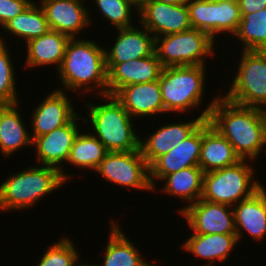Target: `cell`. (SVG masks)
<instances>
[{
    "label": "cell",
    "instance_id": "cell-1",
    "mask_svg": "<svg viewBox=\"0 0 266 266\" xmlns=\"http://www.w3.org/2000/svg\"><path fill=\"white\" fill-rule=\"evenodd\" d=\"M208 120L241 160L253 161L266 148V110L242 106L218 95Z\"/></svg>",
    "mask_w": 266,
    "mask_h": 266
},
{
    "label": "cell",
    "instance_id": "cell-2",
    "mask_svg": "<svg viewBox=\"0 0 266 266\" xmlns=\"http://www.w3.org/2000/svg\"><path fill=\"white\" fill-rule=\"evenodd\" d=\"M57 71L66 89L91 92V87H99L101 97L108 95L105 48L97 45L92 39L71 38Z\"/></svg>",
    "mask_w": 266,
    "mask_h": 266
},
{
    "label": "cell",
    "instance_id": "cell-3",
    "mask_svg": "<svg viewBox=\"0 0 266 266\" xmlns=\"http://www.w3.org/2000/svg\"><path fill=\"white\" fill-rule=\"evenodd\" d=\"M11 175L0 185L1 211L31 208L66 183L59 169L45 165L31 166Z\"/></svg>",
    "mask_w": 266,
    "mask_h": 266
},
{
    "label": "cell",
    "instance_id": "cell-4",
    "mask_svg": "<svg viewBox=\"0 0 266 266\" xmlns=\"http://www.w3.org/2000/svg\"><path fill=\"white\" fill-rule=\"evenodd\" d=\"M107 103H88L90 121L95 137L108 152H129L140 149V140L133 130L132 117L114 95L103 96Z\"/></svg>",
    "mask_w": 266,
    "mask_h": 266
},
{
    "label": "cell",
    "instance_id": "cell-5",
    "mask_svg": "<svg viewBox=\"0 0 266 266\" xmlns=\"http://www.w3.org/2000/svg\"><path fill=\"white\" fill-rule=\"evenodd\" d=\"M205 66L164 67L159 78L166 112L182 113L202 102L205 90Z\"/></svg>",
    "mask_w": 266,
    "mask_h": 266
},
{
    "label": "cell",
    "instance_id": "cell-6",
    "mask_svg": "<svg viewBox=\"0 0 266 266\" xmlns=\"http://www.w3.org/2000/svg\"><path fill=\"white\" fill-rule=\"evenodd\" d=\"M247 160L204 173L201 199L234 206L251 197L263 184L254 179V170Z\"/></svg>",
    "mask_w": 266,
    "mask_h": 266
},
{
    "label": "cell",
    "instance_id": "cell-7",
    "mask_svg": "<svg viewBox=\"0 0 266 266\" xmlns=\"http://www.w3.org/2000/svg\"><path fill=\"white\" fill-rule=\"evenodd\" d=\"M215 42L208 33L191 28L155 38L154 52L163 67L207 66L205 58L216 55Z\"/></svg>",
    "mask_w": 266,
    "mask_h": 266
},
{
    "label": "cell",
    "instance_id": "cell-8",
    "mask_svg": "<svg viewBox=\"0 0 266 266\" xmlns=\"http://www.w3.org/2000/svg\"><path fill=\"white\" fill-rule=\"evenodd\" d=\"M242 53L238 72L224 97L242 106L266 110V54L260 50Z\"/></svg>",
    "mask_w": 266,
    "mask_h": 266
},
{
    "label": "cell",
    "instance_id": "cell-9",
    "mask_svg": "<svg viewBox=\"0 0 266 266\" xmlns=\"http://www.w3.org/2000/svg\"><path fill=\"white\" fill-rule=\"evenodd\" d=\"M107 181L135 189L152 190L149 165L141 150L108 152L95 170Z\"/></svg>",
    "mask_w": 266,
    "mask_h": 266
},
{
    "label": "cell",
    "instance_id": "cell-10",
    "mask_svg": "<svg viewBox=\"0 0 266 266\" xmlns=\"http://www.w3.org/2000/svg\"><path fill=\"white\" fill-rule=\"evenodd\" d=\"M196 234H236L233 207L199 199L178 211Z\"/></svg>",
    "mask_w": 266,
    "mask_h": 266
},
{
    "label": "cell",
    "instance_id": "cell-11",
    "mask_svg": "<svg viewBox=\"0 0 266 266\" xmlns=\"http://www.w3.org/2000/svg\"><path fill=\"white\" fill-rule=\"evenodd\" d=\"M217 97L207 105L197 119L189 122L165 124L156 132L150 134L145 141L140 140V150L149 167L161 156L168 153L178 143L190 136L206 119L209 118L211 108Z\"/></svg>",
    "mask_w": 266,
    "mask_h": 266
},
{
    "label": "cell",
    "instance_id": "cell-12",
    "mask_svg": "<svg viewBox=\"0 0 266 266\" xmlns=\"http://www.w3.org/2000/svg\"><path fill=\"white\" fill-rule=\"evenodd\" d=\"M80 119L81 117L76 115L68 124L36 137L32 141L33 147L36 148L38 162L59 169L65 181L70 177L66 171L64 173L62 162H67L74 140L80 132L75 123Z\"/></svg>",
    "mask_w": 266,
    "mask_h": 266
},
{
    "label": "cell",
    "instance_id": "cell-13",
    "mask_svg": "<svg viewBox=\"0 0 266 266\" xmlns=\"http://www.w3.org/2000/svg\"><path fill=\"white\" fill-rule=\"evenodd\" d=\"M138 12L140 24L148 29L154 38L192 28L187 5H172L154 0Z\"/></svg>",
    "mask_w": 266,
    "mask_h": 266
},
{
    "label": "cell",
    "instance_id": "cell-14",
    "mask_svg": "<svg viewBox=\"0 0 266 266\" xmlns=\"http://www.w3.org/2000/svg\"><path fill=\"white\" fill-rule=\"evenodd\" d=\"M163 68L155 52L122 63H106L108 95H114L120 88L130 84L159 80Z\"/></svg>",
    "mask_w": 266,
    "mask_h": 266
},
{
    "label": "cell",
    "instance_id": "cell-15",
    "mask_svg": "<svg viewBox=\"0 0 266 266\" xmlns=\"http://www.w3.org/2000/svg\"><path fill=\"white\" fill-rule=\"evenodd\" d=\"M50 30L76 38L75 34L84 31L91 24L88 8L83 0H41Z\"/></svg>",
    "mask_w": 266,
    "mask_h": 266
},
{
    "label": "cell",
    "instance_id": "cell-16",
    "mask_svg": "<svg viewBox=\"0 0 266 266\" xmlns=\"http://www.w3.org/2000/svg\"><path fill=\"white\" fill-rule=\"evenodd\" d=\"M202 144V124L184 141L178 143L168 153L159 157L150 167V182L156 190L155 179L162 180L166 175L181 169L199 166Z\"/></svg>",
    "mask_w": 266,
    "mask_h": 266
},
{
    "label": "cell",
    "instance_id": "cell-17",
    "mask_svg": "<svg viewBox=\"0 0 266 266\" xmlns=\"http://www.w3.org/2000/svg\"><path fill=\"white\" fill-rule=\"evenodd\" d=\"M32 141L41 135L51 132L68 124L77 113L67 97L60 88L52 91L43 102H40L32 114Z\"/></svg>",
    "mask_w": 266,
    "mask_h": 266
},
{
    "label": "cell",
    "instance_id": "cell-18",
    "mask_svg": "<svg viewBox=\"0 0 266 266\" xmlns=\"http://www.w3.org/2000/svg\"><path fill=\"white\" fill-rule=\"evenodd\" d=\"M114 97L131 117H144L165 112L159 80L130 84L120 88Z\"/></svg>",
    "mask_w": 266,
    "mask_h": 266
},
{
    "label": "cell",
    "instance_id": "cell-19",
    "mask_svg": "<svg viewBox=\"0 0 266 266\" xmlns=\"http://www.w3.org/2000/svg\"><path fill=\"white\" fill-rule=\"evenodd\" d=\"M141 28L143 30L134 25L118 29L119 36H117L115 44L111 50L105 49L106 63H122L152 55L155 38L148 29Z\"/></svg>",
    "mask_w": 266,
    "mask_h": 266
},
{
    "label": "cell",
    "instance_id": "cell-20",
    "mask_svg": "<svg viewBox=\"0 0 266 266\" xmlns=\"http://www.w3.org/2000/svg\"><path fill=\"white\" fill-rule=\"evenodd\" d=\"M241 161L231 143L208 119L202 123V144L199 167L204 173L230 167Z\"/></svg>",
    "mask_w": 266,
    "mask_h": 266
},
{
    "label": "cell",
    "instance_id": "cell-21",
    "mask_svg": "<svg viewBox=\"0 0 266 266\" xmlns=\"http://www.w3.org/2000/svg\"><path fill=\"white\" fill-rule=\"evenodd\" d=\"M234 206V221L238 240L241 241L242 230L248 232L254 240L264 239L266 235V188L264 185L251 197L241 200Z\"/></svg>",
    "mask_w": 266,
    "mask_h": 266
},
{
    "label": "cell",
    "instance_id": "cell-22",
    "mask_svg": "<svg viewBox=\"0 0 266 266\" xmlns=\"http://www.w3.org/2000/svg\"><path fill=\"white\" fill-rule=\"evenodd\" d=\"M237 243L239 240L236 234L192 233L181 246L185 251L208 260L203 266H212L215 261H226Z\"/></svg>",
    "mask_w": 266,
    "mask_h": 266
},
{
    "label": "cell",
    "instance_id": "cell-23",
    "mask_svg": "<svg viewBox=\"0 0 266 266\" xmlns=\"http://www.w3.org/2000/svg\"><path fill=\"white\" fill-rule=\"evenodd\" d=\"M71 38L54 30H49L42 36L27 42L26 65L39 67L41 65H56L59 69L65 56L66 46Z\"/></svg>",
    "mask_w": 266,
    "mask_h": 266
},
{
    "label": "cell",
    "instance_id": "cell-24",
    "mask_svg": "<svg viewBox=\"0 0 266 266\" xmlns=\"http://www.w3.org/2000/svg\"><path fill=\"white\" fill-rule=\"evenodd\" d=\"M19 104L0 105V150L6 157L22 147L32 145L18 110Z\"/></svg>",
    "mask_w": 266,
    "mask_h": 266
},
{
    "label": "cell",
    "instance_id": "cell-25",
    "mask_svg": "<svg viewBox=\"0 0 266 266\" xmlns=\"http://www.w3.org/2000/svg\"><path fill=\"white\" fill-rule=\"evenodd\" d=\"M115 222H111L104 263L94 266H152L143 260L134 244L126 238Z\"/></svg>",
    "mask_w": 266,
    "mask_h": 266
},
{
    "label": "cell",
    "instance_id": "cell-26",
    "mask_svg": "<svg viewBox=\"0 0 266 266\" xmlns=\"http://www.w3.org/2000/svg\"><path fill=\"white\" fill-rule=\"evenodd\" d=\"M203 176L204 172L199 166L181 169L162 179L166 180L162 190L165 194L177 196L194 204L202 196Z\"/></svg>",
    "mask_w": 266,
    "mask_h": 266
},
{
    "label": "cell",
    "instance_id": "cell-27",
    "mask_svg": "<svg viewBox=\"0 0 266 266\" xmlns=\"http://www.w3.org/2000/svg\"><path fill=\"white\" fill-rule=\"evenodd\" d=\"M34 1L15 18L9 20L3 27L10 34L23 38L25 42L47 33L50 28L42 7Z\"/></svg>",
    "mask_w": 266,
    "mask_h": 266
},
{
    "label": "cell",
    "instance_id": "cell-28",
    "mask_svg": "<svg viewBox=\"0 0 266 266\" xmlns=\"http://www.w3.org/2000/svg\"><path fill=\"white\" fill-rule=\"evenodd\" d=\"M108 151L92 133L79 132L71 147L67 163L79 168L96 170Z\"/></svg>",
    "mask_w": 266,
    "mask_h": 266
},
{
    "label": "cell",
    "instance_id": "cell-29",
    "mask_svg": "<svg viewBox=\"0 0 266 266\" xmlns=\"http://www.w3.org/2000/svg\"><path fill=\"white\" fill-rule=\"evenodd\" d=\"M241 21L234 36L242 41L243 50L266 49V8L252 13H241Z\"/></svg>",
    "mask_w": 266,
    "mask_h": 266
},
{
    "label": "cell",
    "instance_id": "cell-30",
    "mask_svg": "<svg viewBox=\"0 0 266 266\" xmlns=\"http://www.w3.org/2000/svg\"><path fill=\"white\" fill-rule=\"evenodd\" d=\"M239 3L231 0H213V39L216 34H235L241 21Z\"/></svg>",
    "mask_w": 266,
    "mask_h": 266
},
{
    "label": "cell",
    "instance_id": "cell-31",
    "mask_svg": "<svg viewBox=\"0 0 266 266\" xmlns=\"http://www.w3.org/2000/svg\"><path fill=\"white\" fill-rule=\"evenodd\" d=\"M10 53L4 41L0 43V105H10L18 103L19 99L16 93V85L14 76V67Z\"/></svg>",
    "mask_w": 266,
    "mask_h": 266
},
{
    "label": "cell",
    "instance_id": "cell-32",
    "mask_svg": "<svg viewBox=\"0 0 266 266\" xmlns=\"http://www.w3.org/2000/svg\"><path fill=\"white\" fill-rule=\"evenodd\" d=\"M69 238H61L48 247L37 266H79L80 255Z\"/></svg>",
    "mask_w": 266,
    "mask_h": 266
},
{
    "label": "cell",
    "instance_id": "cell-33",
    "mask_svg": "<svg viewBox=\"0 0 266 266\" xmlns=\"http://www.w3.org/2000/svg\"><path fill=\"white\" fill-rule=\"evenodd\" d=\"M100 13L110 21L115 28H127L132 25L133 0H94Z\"/></svg>",
    "mask_w": 266,
    "mask_h": 266
},
{
    "label": "cell",
    "instance_id": "cell-34",
    "mask_svg": "<svg viewBox=\"0 0 266 266\" xmlns=\"http://www.w3.org/2000/svg\"><path fill=\"white\" fill-rule=\"evenodd\" d=\"M187 8L192 28L204 31L213 38V0H191Z\"/></svg>",
    "mask_w": 266,
    "mask_h": 266
},
{
    "label": "cell",
    "instance_id": "cell-35",
    "mask_svg": "<svg viewBox=\"0 0 266 266\" xmlns=\"http://www.w3.org/2000/svg\"><path fill=\"white\" fill-rule=\"evenodd\" d=\"M33 1L31 0H0V26L22 13Z\"/></svg>",
    "mask_w": 266,
    "mask_h": 266
},
{
    "label": "cell",
    "instance_id": "cell-36",
    "mask_svg": "<svg viewBox=\"0 0 266 266\" xmlns=\"http://www.w3.org/2000/svg\"><path fill=\"white\" fill-rule=\"evenodd\" d=\"M240 13L258 12L266 8V0H240Z\"/></svg>",
    "mask_w": 266,
    "mask_h": 266
},
{
    "label": "cell",
    "instance_id": "cell-37",
    "mask_svg": "<svg viewBox=\"0 0 266 266\" xmlns=\"http://www.w3.org/2000/svg\"><path fill=\"white\" fill-rule=\"evenodd\" d=\"M154 0H133V4L135 10L139 11L142 7H144L147 3L153 2Z\"/></svg>",
    "mask_w": 266,
    "mask_h": 266
},
{
    "label": "cell",
    "instance_id": "cell-38",
    "mask_svg": "<svg viewBox=\"0 0 266 266\" xmlns=\"http://www.w3.org/2000/svg\"><path fill=\"white\" fill-rule=\"evenodd\" d=\"M158 1L172 5H187L191 0H158Z\"/></svg>",
    "mask_w": 266,
    "mask_h": 266
},
{
    "label": "cell",
    "instance_id": "cell-39",
    "mask_svg": "<svg viewBox=\"0 0 266 266\" xmlns=\"http://www.w3.org/2000/svg\"><path fill=\"white\" fill-rule=\"evenodd\" d=\"M79 266H94V264H86V263H80V265Z\"/></svg>",
    "mask_w": 266,
    "mask_h": 266
},
{
    "label": "cell",
    "instance_id": "cell-40",
    "mask_svg": "<svg viewBox=\"0 0 266 266\" xmlns=\"http://www.w3.org/2000/svg\"><path fill=\"white\" fill-rule=\"evenodd\" d=\"M231 1H233V2H237V3H239V2H240V0H231Z\"/></svg>",
    "mask_w": 266,
    "mask_h": 266
}]
</instances>
